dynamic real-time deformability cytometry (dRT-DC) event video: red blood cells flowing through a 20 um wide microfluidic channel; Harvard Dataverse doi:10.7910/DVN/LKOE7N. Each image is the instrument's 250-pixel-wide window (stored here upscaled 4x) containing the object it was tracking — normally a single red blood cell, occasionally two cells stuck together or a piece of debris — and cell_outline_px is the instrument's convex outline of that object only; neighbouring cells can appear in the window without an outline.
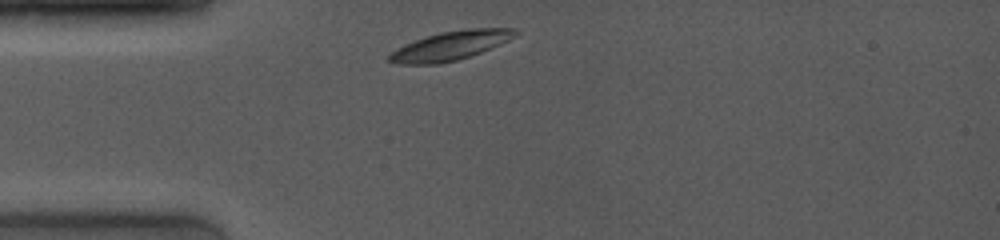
{"species": "common noctule bat (a hibernating species)", "species_latin": "Nyctalus noctula", "temperature_condition": "room temperature", "stored_images_in_passage": 7, "camera_frame_rate_fps": 4000, "um_per_image_px": 0.085, "animal": {"sex": "female", "body_mass_g": 19.0, "forearm_length_mm": 53.3}, "frame": {"image": 1, "passage_image": 1, "time_ms": 0.0, "image_size_px": [1000, 240], "cell_outline_px": [[520, 32], [516, 36], [500, 44], [480, 52], [456, 60], [440, 64], [396, 64], [388, 60], [388, 56], [396, 48], [404, 44], [440, 32], [468, 28], [516, 28]], "centroid_in_image_um": [38.3, 3.87], "position_along_channel_um": 46.7, "area_um2": 21.15}}
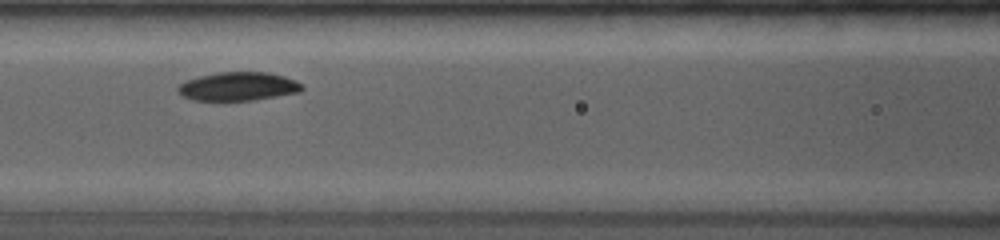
{"frame": {"image": 2, "passage_image": 4, "time_ms": 3.0, "image_size_px": [1000, 240], "cell_outline_px": [[304, 88], [300, 92], [252, 100], [192, 100], [180, 96], [176, 92], [176, 88], [184, 80], [216, 72], [268, 72], [284, 76], [296, 80]], "centroid_in_image_um": [20.19, 7.34], "position_along_channel_um": 146.4, "area_um2": 20.81}}
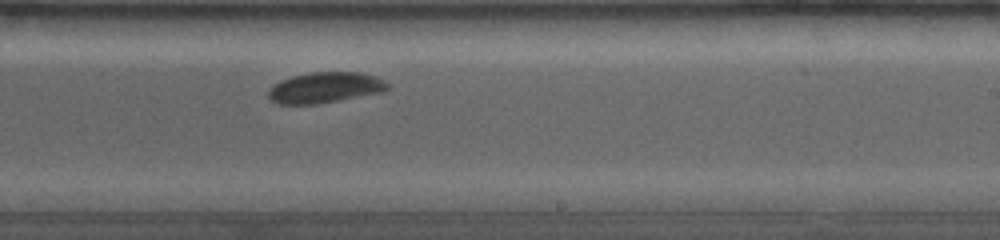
{"frame": {"image": 3, "passage_image": 7, "time_ms": 6.0, "image_size_px": [1000, 240], "cell_outline_px": [[388, 88], [380, 92], [316, 104], [280, 104], [272, 100], [268, 96], [268, 88], [280, 80], [292, 76], [308, 72], [360, 72], [376, 76], [384, 80], [388, 84]], "centroid_in_image_um": [27.59, 7.43], "position_along_channel_um": 261.4, "area_um2": 21.21}}